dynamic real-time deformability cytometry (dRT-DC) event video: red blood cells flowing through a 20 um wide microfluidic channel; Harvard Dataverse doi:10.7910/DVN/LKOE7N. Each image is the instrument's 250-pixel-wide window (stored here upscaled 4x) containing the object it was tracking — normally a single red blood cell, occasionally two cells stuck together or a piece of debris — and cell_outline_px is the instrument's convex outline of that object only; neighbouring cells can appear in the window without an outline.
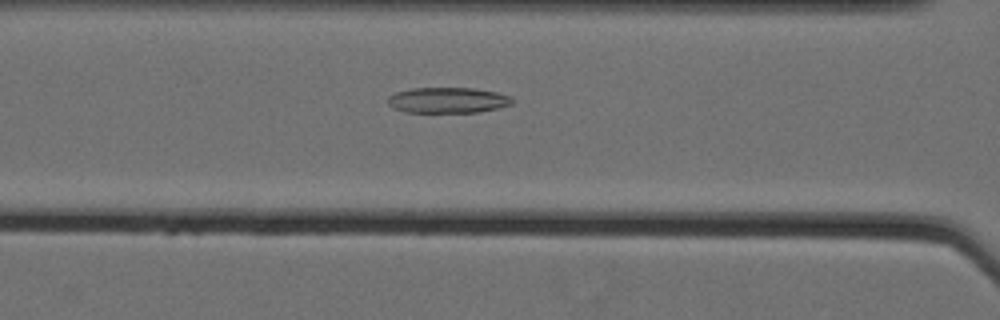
{"species": "Egyptian fruit bat (a non-hibernating species)", "species_latin": "Rousettus aegyptiacus", "temperature_condition": "cold", "stored_images_in_passage": 54, "camera_frame_rate_fps": 3000, "um_per_image_px": 0.085, "animal": {"sex": "female"}, "frame": {"image": 1, "passage_image": 23, "time_ms": 7.333, "image_size_px": [1000, 320], "cell_outline_px": [[512, 104], [480, 112], [404, 112], [392, 108], [388, 104], [388, 96], [396, 92], [412, 88], [472, 88], [496, 92], [512, 96]], "centroid_in_image_um": [38.03, 8.52], "position_along_channel_um": 128.6, "area_um2": 18.61}}
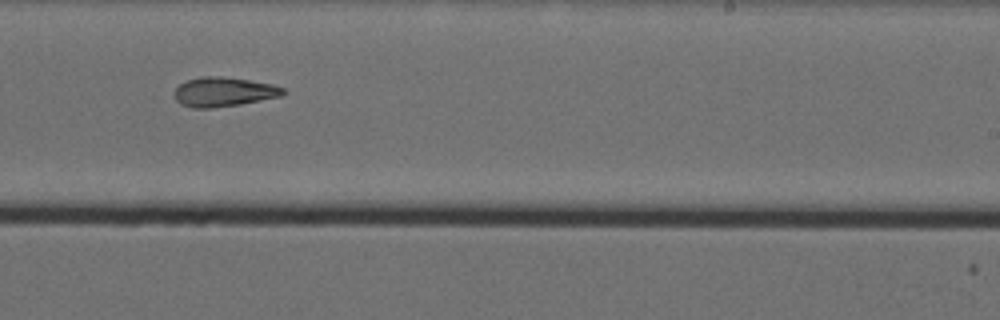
{"frame": {"image": 2, "passage_image": 35, "time_ms": 11.333, "image_size_px": [1000, 320], "cell_outline_px": [[284, 96], [240, 104], [212, 108], [192, 108], [180, 104], [176, 100], [176, 88], [180, 84], [188, 80], [204, 76], [220, 76], [248, 80], [272, 84], [284, 88]], "centroid_in_image_um": [19.03, 7.82], "position_along_channel_um": 270.0, "area_um2": 18.5}}
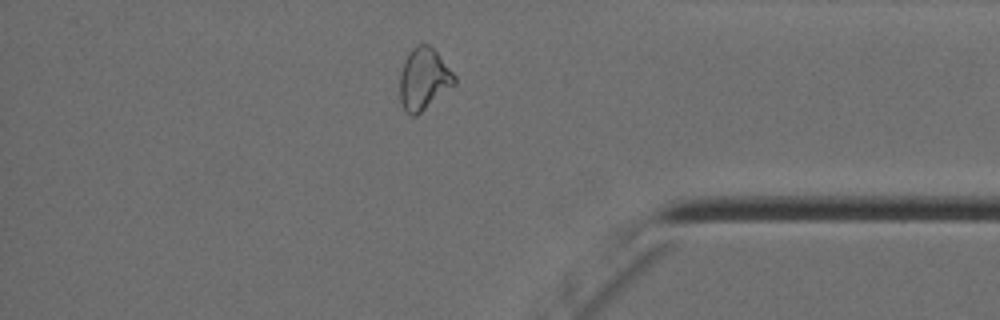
{"frame": {"image": 3, "passage_image": 47, "time_ms": 15.333, "image_size_px": [1000, 320], "cell_outline_px": [[456, 84], [416, 116], [412, 116], [404, 108], [400, 100], [400, 72], [404, 60], [412, 48], [416, 44], [428, 44], [436, 52], [456, 76]], "centroid_in_image_um": [36.02, 6.71], "position_along_channel_um": 399.2, "area_um2": 19.54}, "authors_computed_cell_mechanics": {"area_um2": 19.941, "velocity_mm_per_s": 3.5328, "shape_relaxation_time_tau1_ms": null, "shape_relaxation_time_tau2_ms": 7.6069, "deformation_change_tau1": null, "deformation_change_tau2": 0.1766}}